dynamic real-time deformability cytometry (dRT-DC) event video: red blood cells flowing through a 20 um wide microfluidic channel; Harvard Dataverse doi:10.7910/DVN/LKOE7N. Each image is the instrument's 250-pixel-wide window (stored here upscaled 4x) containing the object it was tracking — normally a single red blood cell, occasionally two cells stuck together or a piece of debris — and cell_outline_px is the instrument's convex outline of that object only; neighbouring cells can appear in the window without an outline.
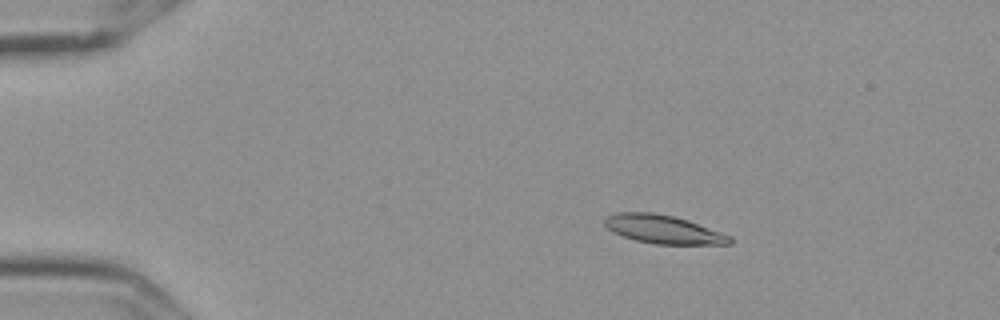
{"species": "Egyptian fruit bat (a non-hibernating species)", "species_latin": "Rousettus aegyptiacus", "temperature_condition": "cold", "stored_images_in_passage": 7, "camera_frame_rate_fps": 3000, "um_per_image_px": 0.085, "frame": {"image": 1, "passage_image": 3, "time_ms": 0.667, "image_size_px": [1000, 320], "cell_outline_px": [[732, 244], [656, 244], [636, 240], [612, 232], [604, 224], [604, 220], [608, 216], [616, 212], [652, 212], [672, 216], [688, 220], [732, 236]], "centroid_in_image_um": [56.38, 19.49], "position_along_channel_um": 28.6, "area_um2": 20.63}}
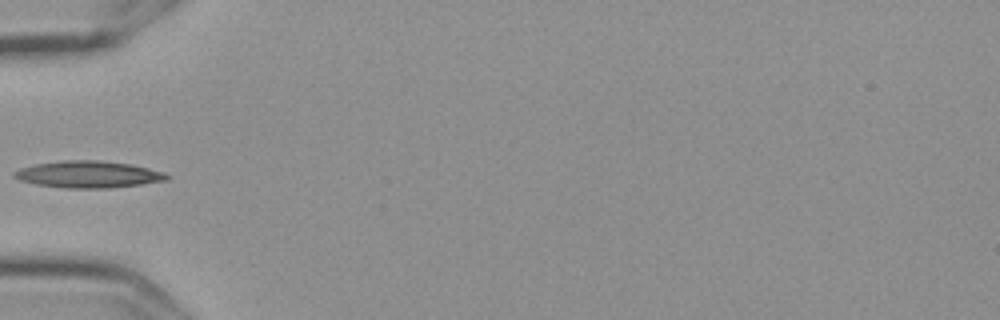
{"frame": {"image": 2, "passage_image": 6, "time_ms": 1.667, "image_size_px": [1000, 320], "cell_outline_px": [[172, 176], [168, 180], [140, 184], [108, 188], [64, 188], [36, 184], [20, 180], [12, 176], [12, 172], [20, 168], [36, 164], [64, 160], [96, 160], [132, 164], [164, 172]], "centroid_in_image_um": [7.51, 14.82], "position_along_channel_um": 77.5, "area_um2": 23.87}}
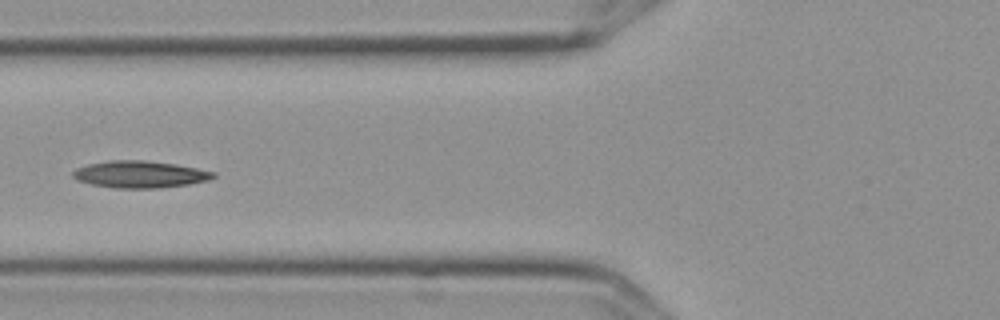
{"frame": {"image": 3, "passage_image": 7, "time_ms": 2.0, "image_size_px": [1000, 320], "cell_outline_px": [[216, 176], [208, 180], [188, 184], [160, 188], [112, 188], [92, 184], [76, 180], [72, 176], [72, 172], [76, 168], [88, 164], [108, 160], [144, 160], [172, 164], [196, 168], [216, 172]], "centroid_in_image_um": [11.86, 14.82], "position_along_channel_um": 113.9, "area_um2": 22.02}}